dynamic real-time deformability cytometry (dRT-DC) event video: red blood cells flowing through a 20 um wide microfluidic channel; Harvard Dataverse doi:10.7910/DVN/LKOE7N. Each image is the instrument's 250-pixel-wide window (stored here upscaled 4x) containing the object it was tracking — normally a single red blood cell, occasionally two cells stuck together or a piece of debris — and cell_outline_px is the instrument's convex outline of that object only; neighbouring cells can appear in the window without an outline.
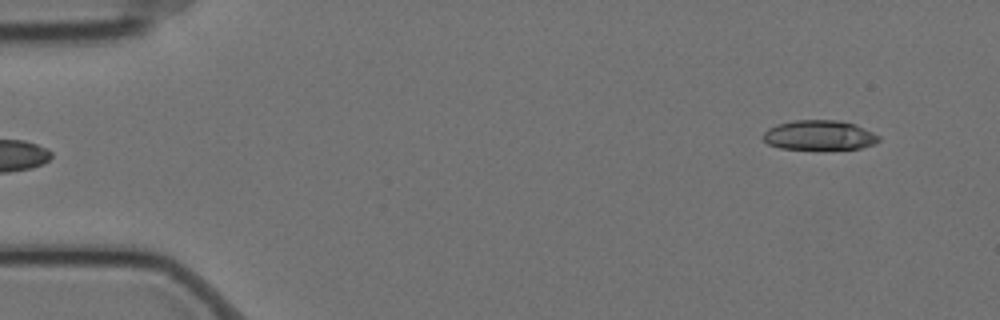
{"species": "Egyptian fruit bat (a non-hibernating species)", "species_latin": "Rousettus aegyptiacus", "temperature_condition": "cold", "stored_images_in_passage": 6, "segment_of_instrument_passage": [2, 2], "camera_frame_rate_fps": 3000, "um_per_image_px": 0.085, "animal": {"sex": "female"}, "frame": {"image": 1, "passage_image": 6, "time_ms": 1.667, "image_size_px": [1000, 320], "cell_outline_px": [[880, 140], [872, 144], [860, 148], [780, 148], [768, 144], [764, 140], [764, 132], [768, 128], [776, 124], [796, 120], [840, 120], [856, 124], [880, 136]], "centroid_in_image_um": [69.64, 11.47], "position_along_channel_um": 15.4, "area_um2": 19.71}}